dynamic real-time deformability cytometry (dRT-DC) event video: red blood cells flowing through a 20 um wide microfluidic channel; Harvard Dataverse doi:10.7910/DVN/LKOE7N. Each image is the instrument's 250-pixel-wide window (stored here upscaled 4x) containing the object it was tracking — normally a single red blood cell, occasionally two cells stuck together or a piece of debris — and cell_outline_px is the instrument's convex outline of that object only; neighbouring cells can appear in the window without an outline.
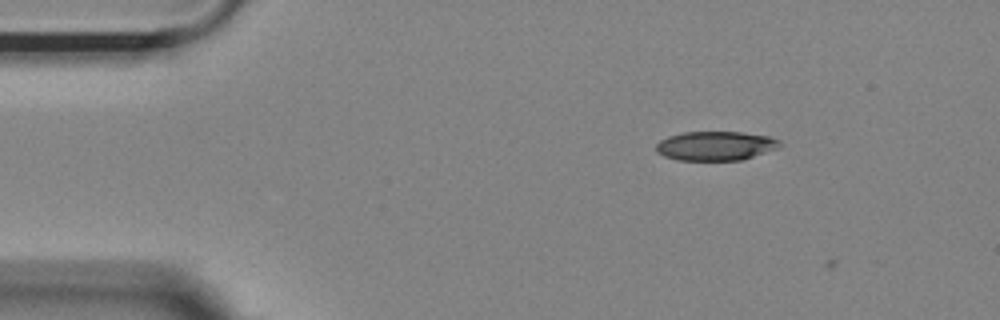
{"species": "Egyptian fruit bat (a non-hibernating species)", "species_latin": "Rousettus aegyptiacus", "temperature_condition": "room temperature", "stored_images_in_passage": 4, "camera_frame_rate_fps": 3000, "um_per_image_px": 0.085, "animal": {"sex": "female"}, "frame": {"image": 1, "passage_image": 3, "time_ms": 0.667, "image_size_px": [1000, 320], "cell_outline_px": [[780, 144], [776, 148], [740, 160], [676, 160], [664, 156], [656, 152], [656, 144], [660, 140], [668, 136], [684, 132], [740, 132], [768, 136], [780, 140]], "centroid_in_image_um": [60.76, 12.39], "position_along_channel_um": 24.2, "area_um2": 20.81}}